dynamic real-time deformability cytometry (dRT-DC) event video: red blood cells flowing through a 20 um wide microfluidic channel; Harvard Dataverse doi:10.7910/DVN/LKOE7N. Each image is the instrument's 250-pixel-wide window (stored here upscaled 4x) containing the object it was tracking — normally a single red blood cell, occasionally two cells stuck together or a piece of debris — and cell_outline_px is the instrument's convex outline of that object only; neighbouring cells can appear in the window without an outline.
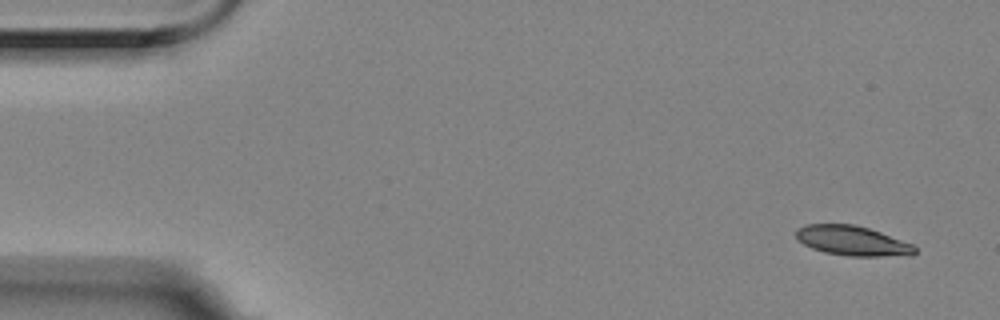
{"species": "Egyptian fruit bat (a non-hibernating species)", "species_latin": "Rousettus aegyptiacus", "temperature_condition": "room temperature", "stored_images_in_passage": 4, "camera_frame_rate_fps": 3000, "um_per_image_px": 0.085, "animal": {"sex": "female"}, "frame": {"image": 1, "passage_image": 1, "time_ms": 0.0, "image_size_px": [1000, 320], "cell_outline_px": [[916, 252], [912, 256], [848, 256], [824, 252], [812, 248], [804, 244], [796, 236], [796, 228], [804, 224], [856, 224], [880, 232], [912, 244], [916, 248]], "centroid_in_image_um": [72.46, 20.46], "position_along_channel_um": 12.5, "area_um2": 20.63}}
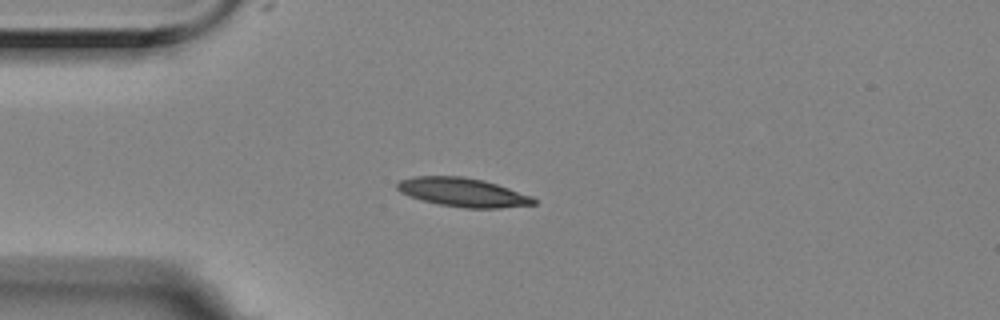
{"frame": {"image": 2, "passage_image": 4, "time_ms": 1.0, "image_size_px": [1000, 320], "cell_outline_px": [[536, 204], [500, 208], [464, 208], [440, 204], [424, 200], [400, 192], [396, 188], [396, 184], [400, 180], [412, 176], [464, 176], [484, 180], [532, 196], [536, 200]], "centroid_in_image_um": [39.35, 16.34], "position_along_channel_um": 45.7, "area_um2": 22.77}}